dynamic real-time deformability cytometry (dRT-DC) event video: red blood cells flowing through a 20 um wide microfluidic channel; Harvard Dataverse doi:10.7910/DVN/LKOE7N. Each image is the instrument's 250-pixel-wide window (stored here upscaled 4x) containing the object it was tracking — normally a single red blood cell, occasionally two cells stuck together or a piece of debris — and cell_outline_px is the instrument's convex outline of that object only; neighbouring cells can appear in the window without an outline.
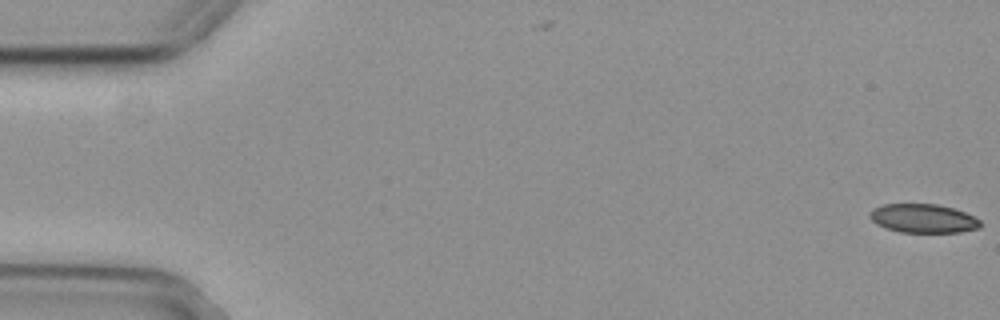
{"species": "common noctule bat (a hibernating species)", "species_latin": "Nyctalus noctula", "temperature_condition": "cold", "stored_images_in_passage": 15, "camera_frame_rate_fps": 3000, "um_per_image_px": 0.085, "animal": {"sex": "female", "body_mass_g": 29.2, "forearm_length_mm": 56.3}, "frame": {"image": 1, "passage_image": 1, "time_ms": 0.0, "image_size_px": [1000, 320], "cell_outline_px": [[980, 228], [960, 232], [900, 232], [876, 224], [868, 216], [876, 208], [884, 204], [936, 204], [952, 208], [964, 212], [980, 220]], "centroid_in_image_um": [78.49, 18.57], "position_along_channel_um": 6.5, "area_um2": 18.26}}
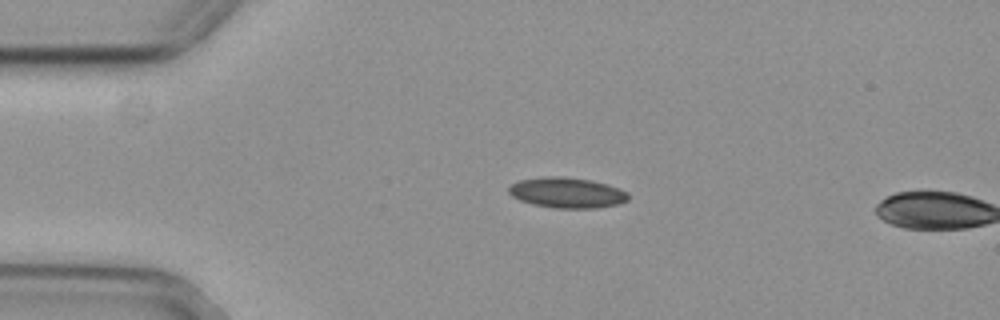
{"frame": {"image": 2, "passage_image": 13, "time_ms": 4.0, "image_size_px": [1000, 320], "cell_outline_px": [[628, 200], [620, 204], [596, 208], [556, 208], [532, 204], [520, 200], [512, 196], [508, 192], [508, 188], [512, 184], [520, 180], [548, 176], [560, 176], [592, 180], [628, 192]], "centroid_in_image_um": [48.19, 16.38], "position_along_channel_um": 36.8, "area_um2": 21.1}}